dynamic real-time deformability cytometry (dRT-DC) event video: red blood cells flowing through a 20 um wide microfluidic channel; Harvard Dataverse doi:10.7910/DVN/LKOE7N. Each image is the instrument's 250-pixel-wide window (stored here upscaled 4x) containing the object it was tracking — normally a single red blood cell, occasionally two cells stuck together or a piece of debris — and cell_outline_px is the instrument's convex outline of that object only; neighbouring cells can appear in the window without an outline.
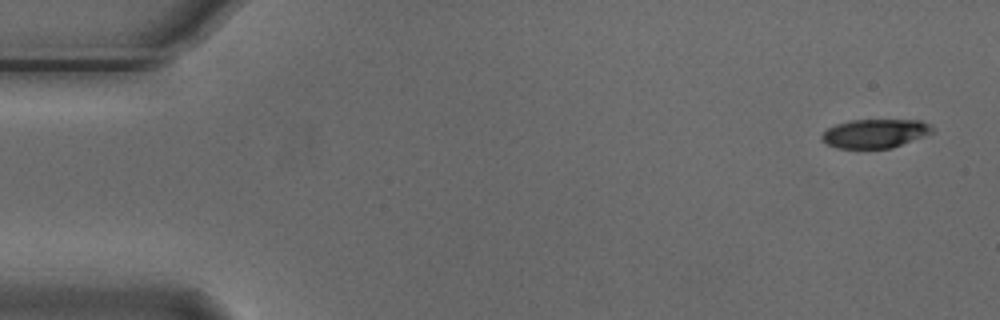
{"species": "Egyptian fruit bat (a non-hibernating species)", "species_latin": "Rousettus aegyptiacus", "temperature_condition": "cold", "stored_images_in_passage": 8, "camera_frame_rate_fps": 3000, "um_per_image_px": 0.085, "animal": {"sex": "male"}, "frame": {"image": 1, "passage_image": 1, "time_ms": 0.0, "image_size_px": [1000, 320], "cell_outline_px": [[936, 132], [892, 148], [836, 148], [828, 144], [820, 136], [828, 128], [836, 124], [852, 120], [920, 120], [928, 124]], "centroid_in_image_um": [74.41, 11.34], "position_along_channel_um": 10.6, "area_um2": 18.5}}
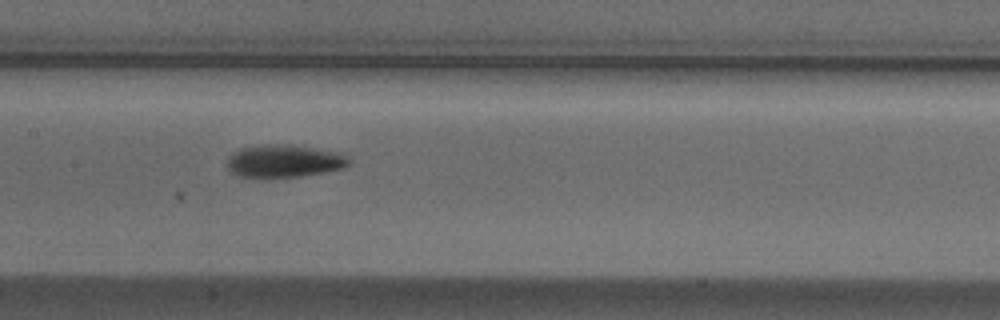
{"frame": {"image": 2, "passage_image": 7, "time_ms": 2.0, "image_size_px": [1000, 320], "cell_outline_px": [[348, 164], [344, 168], [324, 172], [300, 176], [240, 176], [232, 172], [228, 168], [228, 160], [232, 152], [240, 148], [268, 144], [308, 148], [340, 152], [348, 156]], "centroid_in_image_um": [24.15, 13.69], "position_along_channel_um": 183.2, "area_um2": 22.31}}
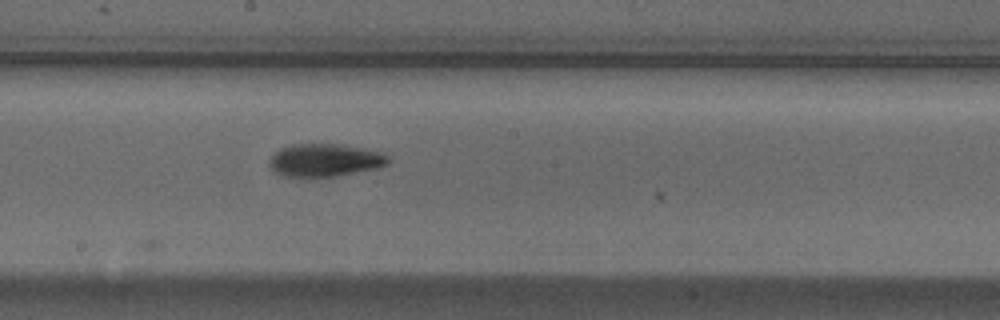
{"frame": {"image": 3, "passage_image": 8, "time_ms": 2.333, "image_size_px": [1000, 320], "cell_outline_px": [[392, 160], [388, 164], [380, 168], [336, 176], [304, 180], [280, 176], [268, 164], [272, 156], [280, 148], [292, 144], [340, 144], [384, 152]], "centroid_in_image_um": [27.62, 13.66], "position_along_channel_um": 220.6, "area_um2": 23.64}}